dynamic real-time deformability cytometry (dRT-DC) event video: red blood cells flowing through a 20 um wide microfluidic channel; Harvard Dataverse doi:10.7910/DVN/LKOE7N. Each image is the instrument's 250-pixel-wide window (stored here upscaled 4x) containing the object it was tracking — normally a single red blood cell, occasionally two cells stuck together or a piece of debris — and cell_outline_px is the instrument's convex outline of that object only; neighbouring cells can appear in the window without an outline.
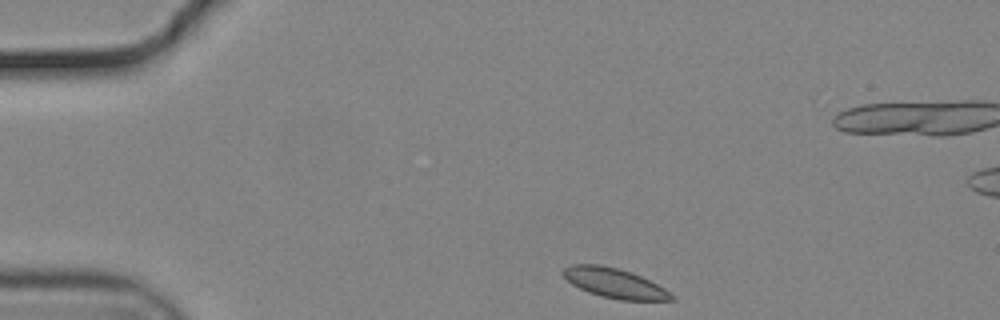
{"species": "common noctule bat (a hibernating species)", "species_latin": "Nyctalus noctula", "temperature_condition": "cold", "stored_images_in_passage": 38, "camera_frame_rate_fps": 3000, "um_per_image_px": 0.085, "animal": {"sex": "male", "body_mass_g": 19.2, "forearm_length_mm": 51.8}, "frame": {"image": 1, "passage_image": 1, "time_ms": 0.0, "image_size_px": [1000, 320], "cell_outline_px": [[676, 300], [620, 300], [588, 292], [572, 284], [560, 272], [564, 268], [572, 264], [600, 264], [632, 272], [664, 288], [676, 296]], "centroid_in_image_um": [52.24, 24.06], "position_along_channel_um": 32.8, "area_um2": 18.61}}
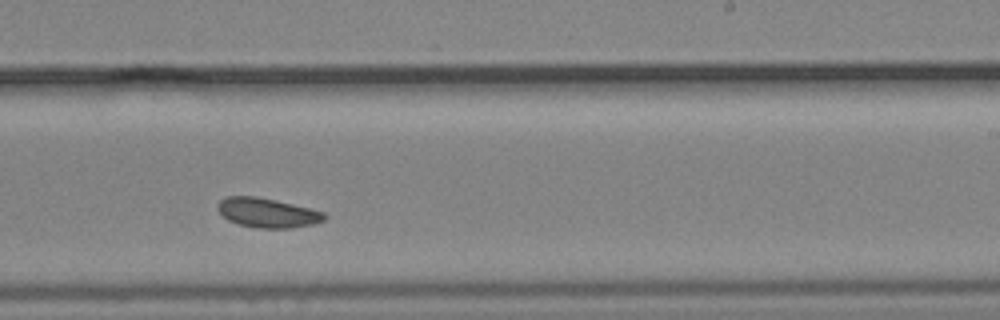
{"frame": {"image": 2, "passage_image": 25, "time_ms": 8.0, "image_size_px": [1000, 320], "cell_outline_px": [[328, 216], [324, 220], [312, 224], [292, 228], [256, 228], [240, 224], [228, 220], [216, 208], [216, 204], [220, 200], [228, 196], [256, 196], [276, 200], [324, 212]], "centroid_in_image_um": [22.71, 18.08], "position_along_channel_um": 266.3, "area_um2": 18.26}}
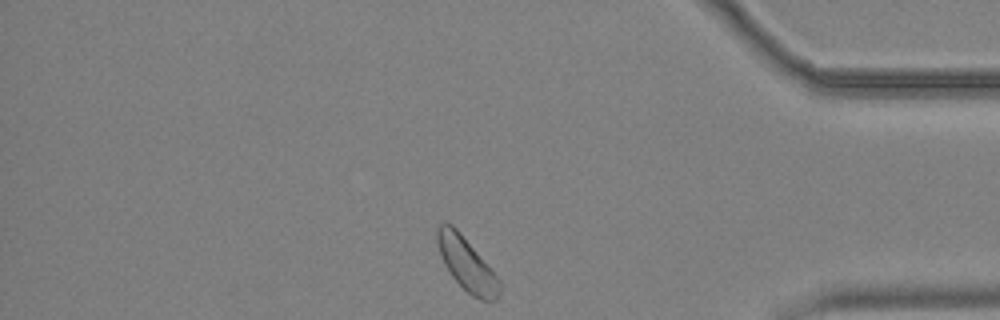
{"frame": {"image": 3, "passage_image": 38, "time_ms": 12.333, "image_size_px": [1000, 320], "cell_outline_px": [[500, 292], [496, 300], [480, 300], [472, 296], [452, 276], [444, 264], [436, 240], [436, 228], [444, 220], [452, 224], [460, 232], [500, 280]], "centroid_in_image_um": [39.64, 22.42], "position_along_channel_um": 395.6, "area_um2": 19.02}, "authors_computed_cell_mechanics": {"area_um2": 18.3804, "velocity_mm_per_s": 3.6319, "shape_relaxation_time_tau1_ms": null, "shape_relaxation_time_tau2_ms": 5.7647, "deformation_change_tau1": null, "deformation_change_tau2": 0.0595}}